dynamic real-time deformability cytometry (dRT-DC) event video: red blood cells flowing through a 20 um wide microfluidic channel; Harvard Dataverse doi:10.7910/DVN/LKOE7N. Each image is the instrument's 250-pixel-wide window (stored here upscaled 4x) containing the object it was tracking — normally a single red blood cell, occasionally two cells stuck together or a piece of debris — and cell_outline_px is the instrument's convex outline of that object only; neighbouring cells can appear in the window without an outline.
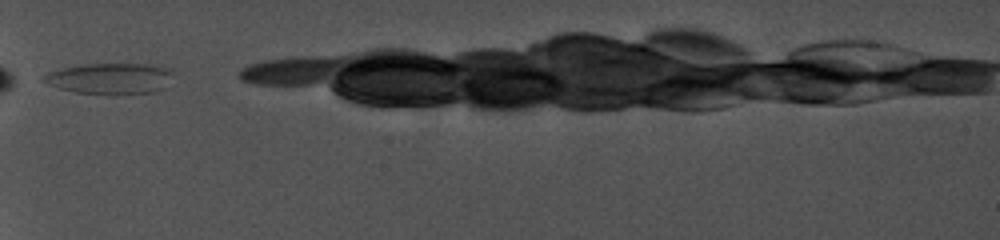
{"species": "common noctule bat (a hibernating species)", "species_latin": "Nyctalus noctula", "temperature_condition": "cold", "stored_images_in_passage": 6, "camera_frame_rate_fps": 5000, "um_per_image_px": 0.085, "animal": {"sex": "female", "body_mass_g": 19.0, "forearm_length_mm": 56.7}, "frame": {"image": 1, "passage_image": 1, "time_ms": 0.0, "image_size_px": [1000, 240], "cell_outline_px": [[172, 72], [148, 92], [76, 92], [60, 88], [44, 80], [44, 76], [48, 72], [64, 68], [84, 64], [160, 64], [168, 68]], "centroid_in_image_um": [9.23, 6.6], "position_along_channel_um": 75.8, "area_um2": 21.44}}